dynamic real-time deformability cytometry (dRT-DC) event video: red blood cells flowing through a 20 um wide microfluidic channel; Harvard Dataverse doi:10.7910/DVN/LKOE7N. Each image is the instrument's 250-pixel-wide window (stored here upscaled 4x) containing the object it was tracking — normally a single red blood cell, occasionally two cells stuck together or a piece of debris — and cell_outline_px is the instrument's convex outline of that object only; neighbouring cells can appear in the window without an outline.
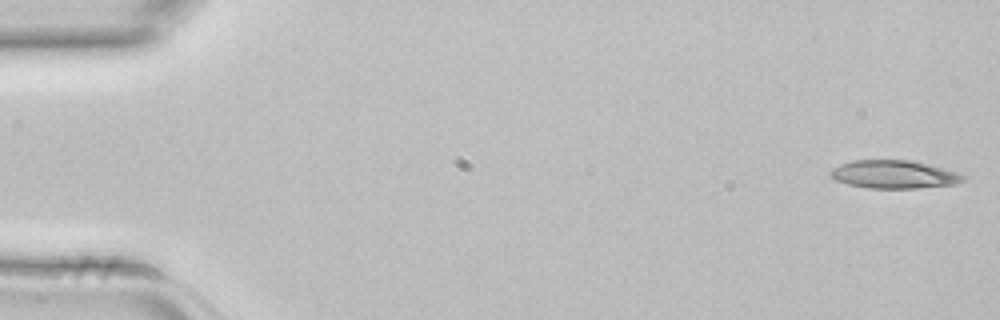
{"species": "common noctule bat (a hibernating species)", "species_latin": "Nyctalus noctula", "temperature_condition": "room temperature", "stored_images_in_passage": 4, "camera_frame_rate_fps": 3000, "um_per_image_px": 0.085, "animal": {"sex": "female", "body_mass_g": 22.7, "forearm_length_mm": 54.2}, "frame": {"image": 1, "passage_image": 1, "time_ms": 0.0, "image_size_px": [1000, 320], "cell_outline_px": [[964, 180], [956, 184], [916, 188], [868, 188], [848, 184], [836, 180], [828, 172], [832, 168], [840, 164], [852, 160], [912, 160], [928, 164], [956, 172], [964, 176]], "centroid_in_image_um": [75.96, 14.82], "position_along_channel_um": 9.0, "area_um2": 21.62}}
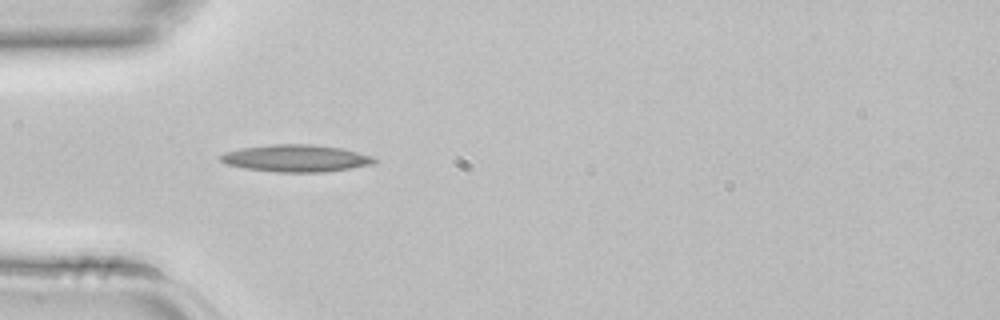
{"frame": {"image": 2, "passage_image": 4, "time_ms": 1.0, "image_size_px": [1000, 320], "cell_outline_px": [[376, 164], [324, 172], [276, 172], [244, 168], [228, 164], [220, 160], [216, 156], [224, 152], [240, 148], [272, 144], [312, 144], [340, 148], [372, 156], [376, 160]], "centroid_in_image_um": [25.12, 13.45], "position_along_channel_um": 59.9, "area_um2": 24.33}}